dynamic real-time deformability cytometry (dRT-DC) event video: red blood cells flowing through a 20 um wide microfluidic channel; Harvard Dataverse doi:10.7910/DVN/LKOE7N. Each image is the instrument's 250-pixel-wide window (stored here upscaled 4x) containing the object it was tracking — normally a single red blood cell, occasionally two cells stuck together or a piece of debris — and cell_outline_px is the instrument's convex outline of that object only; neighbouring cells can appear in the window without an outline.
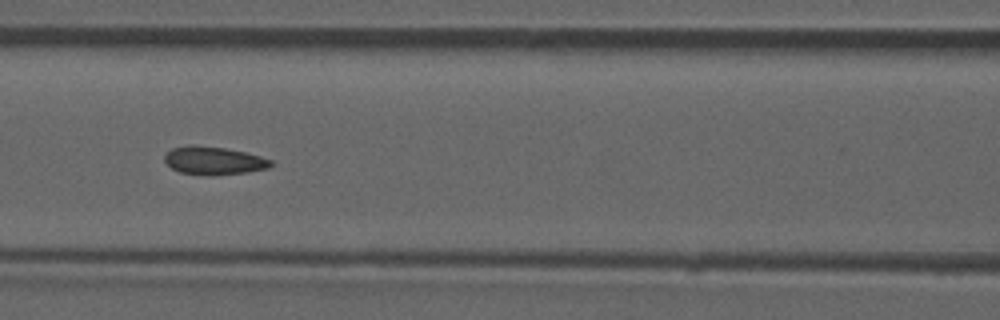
{"species": "common noctule bat (a hibernating species)", "species_latin": "Nyctalus noctula", "temperature_condition": "room temperature", "stored_images_in_passage": 9, "camera_frame_rate_fps": 3000, "um_per_image_px": 0.085, "animal": {"sex": "male", "forearm_length_mm": 52.5}, "frame": {"image": 1, "passage_image": 6, "time_ms": 5.667, "image_size_px": [1000, 320], "cell_outline_px": [[276, 164], [268, 168], [248, 172], [216, 176], [208, 176], [180, 172], [172, 168], [164, 160], [164, 156], [172, 148], [224, 148], [244, 152], [260, 156], [272, 160]], "centroid_in_image_um": [18.27, 13.72], "position_along_channel_um": 148.3, "area_um2": 16.82}}